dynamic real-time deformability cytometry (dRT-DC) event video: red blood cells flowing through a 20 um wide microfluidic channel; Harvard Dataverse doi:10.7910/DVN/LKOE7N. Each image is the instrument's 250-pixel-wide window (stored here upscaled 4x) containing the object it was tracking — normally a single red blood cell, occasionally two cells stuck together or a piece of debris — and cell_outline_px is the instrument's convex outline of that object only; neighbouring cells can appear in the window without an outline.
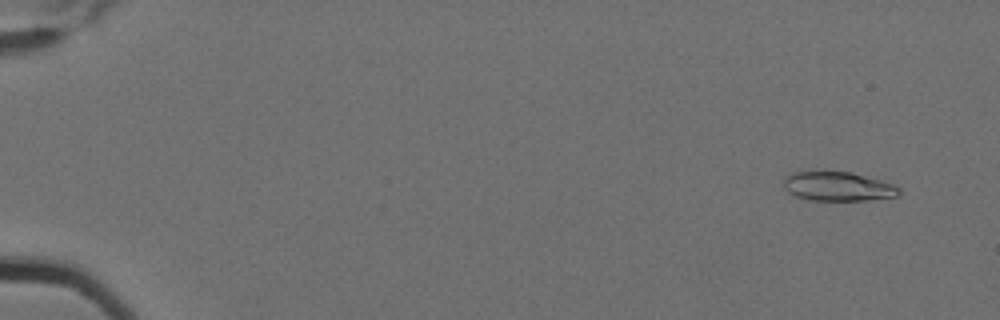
{"species": "Egyptian fruit bat (a non-hibernating species)", "species_latin": "Rousettus aegyptiacus", "temperature_condition": "cold", "stored_images_in_passage": 16, "camera_frame_rate_fps": 3000, "um_per_image_px": 0.085, "animal": {"sex": "female"}, "frame": {"image": 1, "passage_image": 2, "time_ms": 0.333, "image_size_px": [1000, 320], "cell_outline_px": [[900, 196], [872, 200], [808, 200], [796, 196], [788, 192], [784, 188], [784, 176], [792, 172], [852, 172], [880, 180], [892, 184], [900, 188]], "centroid_in_image_um": [71.23, 15.85], "position_along_channel_um": 13.8, "area_um2": 19.65}}
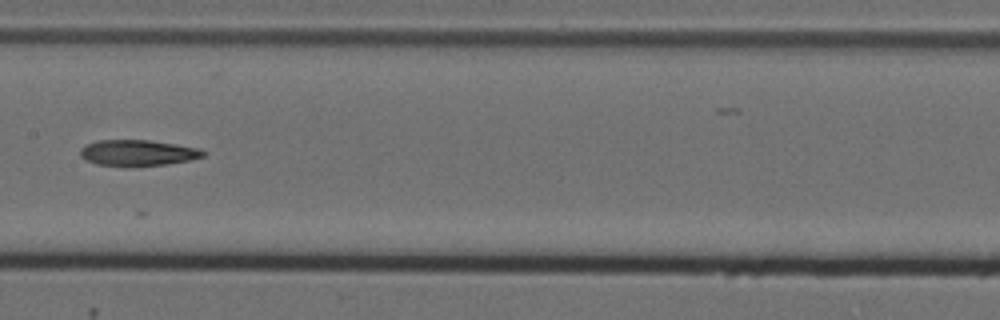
{"frame": {"image": 2, "passage_image": 9, "time_ms": 2.667, "image_size_px": [1000, 320], "cell_outline_px": [[208, 152], [204, 156], [188, 160], [164, 164], [132, 168], [124, 168], [96, 164], [80, 156], [80, 148], [96, 140], [148, 140], [176, 144], [200, 148]], "centroid_in_image_um": [11.7, 13.01], "position_along_channel_um": 195.7, "area_um2": 19.02}}
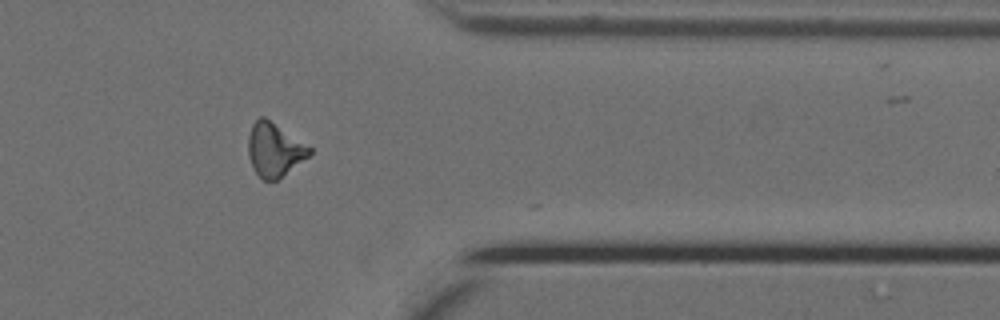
{"frame": {"image": 3, "passage_image": 14, "time_ms": 4.333, "image_size_px": [1000, 320], "cell_outline_px": [[312, 152], [308, 156], [276, 180], [264, 180], [256, 172], [248, 156], [248, 136], [252, 124], [260, 116], [264, 116], [312, 148]], "centroid_in_image_um": [23.3, 12.7], "position_along_channel_um": 388.1, "area_um2": 18.73}}